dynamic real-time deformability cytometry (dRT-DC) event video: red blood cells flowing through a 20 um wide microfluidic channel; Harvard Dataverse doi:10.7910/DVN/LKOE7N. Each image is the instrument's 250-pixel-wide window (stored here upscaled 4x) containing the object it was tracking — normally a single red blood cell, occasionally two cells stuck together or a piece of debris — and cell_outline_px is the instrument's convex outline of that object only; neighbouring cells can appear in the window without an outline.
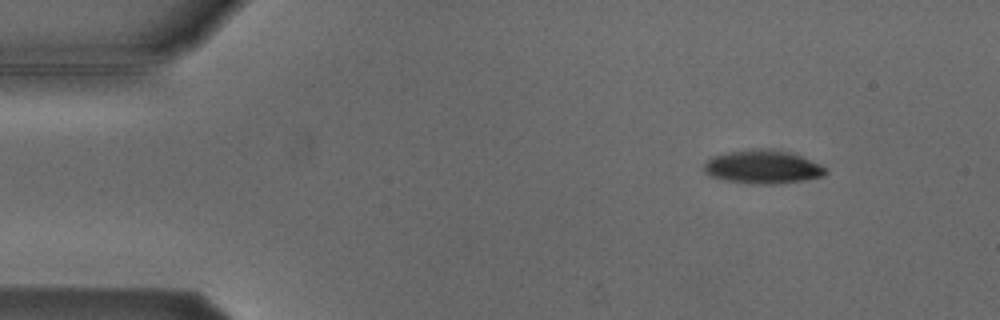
{"species": "Egyptian fruit bat (a non-hibernating species)", "species_latin": "Rousettus aegyptiacus", "temperature_condition": "cold", "stored_images_in_passage": 6, "camera_frame_rate_fps": 3000, "um_per_image_px": 0.085, "animal": {"sex": "male"}, "frame": {"image": 1, "passage_image": 3, "time_ms": 2.0, "image_size_px": [1000, 320], "cell_outline_px": [[828, 172], [824, 176], [776, 184], [752, 184], [728, 180], [708, 176], [704, 172], [704, 164], [712, 156], [728, 152], [752, 148], [772, 148], [796, 152], [828, 168]], "centroid_in_image_um": [64.88, 14.16], "position_along_channel_um": 20.1, "area_um2": 24.22}}
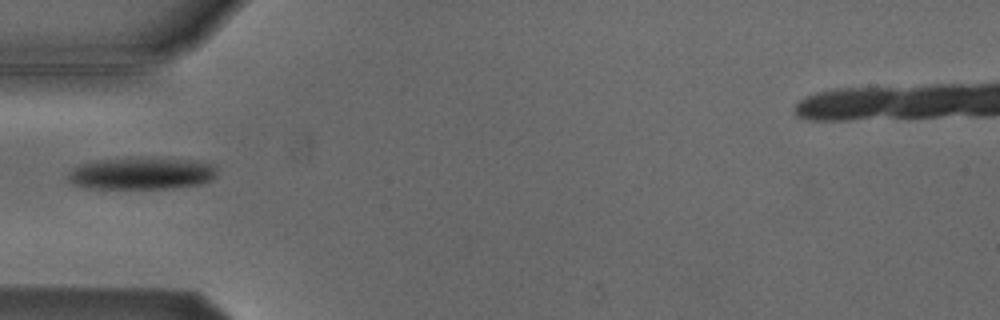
{"frame": {"image": 2, "passage_image": 6, "time_ms": 5.667, "image_size_px": [1000, 320], "cell_outline_px": [[216, 176], [212, 180], [200, 184], [172, 188], [88, 188], [72, 184], [64, 176], [72, 168], [80, 164], [100, 160], [196, 160], [216, 164]], "centroid_in_image_um": [12.02, 14.78], "position_along_channel_um": 73.0, "area_um2": 27.22}}